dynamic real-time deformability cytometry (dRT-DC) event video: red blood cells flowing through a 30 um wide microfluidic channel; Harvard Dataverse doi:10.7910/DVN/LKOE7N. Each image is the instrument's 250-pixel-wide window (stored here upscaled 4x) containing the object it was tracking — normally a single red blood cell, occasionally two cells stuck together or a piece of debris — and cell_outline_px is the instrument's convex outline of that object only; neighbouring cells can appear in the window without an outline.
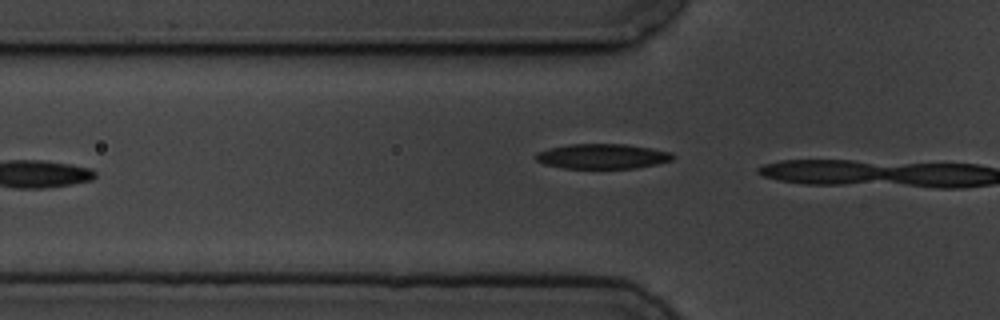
{"species": "common noctule bat (a hibernating species)", "species_latin": "Nyctalus noctula", "temperature_condition": "cold", "stored_images_in_passage": 7, "camera_frame_rate_fps": 3000, "um_per_image_px": 0.085, "animal": {"sex": "male", "body_mass_g": 19.5, "forearm_length_mm": 54.6}, "frame": {"image": 1, "passage_image": 6, "time_ms": 6.333, "image_size_px": [1000, 320], "cell_outline_px": [[676, 156], [672, 160], [656, 164], [636, 168], [564, 168], [544, 164], [536, 160], [536, 152], [548, 148], [568, 144], [624, 144], [652, 148], [672, 152]], "centroid_in_image_um": [51.21, 13.28], "position_along_channel_um": 74.6, "area_um2": 20.0}}